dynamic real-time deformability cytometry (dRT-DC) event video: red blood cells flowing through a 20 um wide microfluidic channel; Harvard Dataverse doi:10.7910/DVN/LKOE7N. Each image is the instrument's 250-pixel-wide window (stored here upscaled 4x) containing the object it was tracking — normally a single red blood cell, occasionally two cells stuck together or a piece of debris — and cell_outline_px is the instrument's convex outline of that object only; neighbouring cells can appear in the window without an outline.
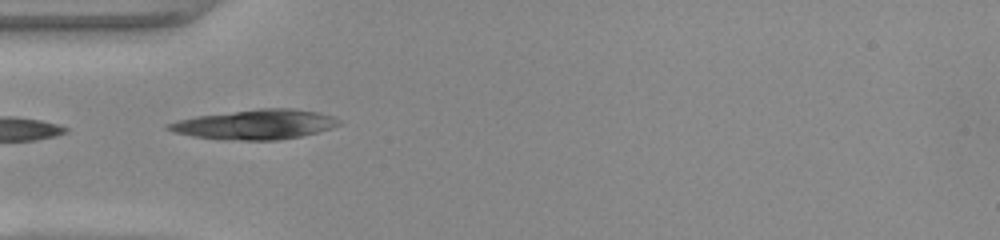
{"species": "common noctule bat (a hibernating species)", "species_latin": "Nyctalus noctula", "temperature_condition": "warm", "stored_images_in_passage": 3, "camera_frame_rate_fps": 3000, "um_per_image_px": 0.085, "animal": {"sex": "female", "body_mass_g": 22.0, "forearm_length_mm": 56.7}, "frame": {"image": 1, "passage_image": 1, "time_ms": 0.0, "image_size_px": [1000, 240], "cell_outline_px": [[340, 124], [332, 128], [300, 136], [276, 140], [224, 140], [192, 136], [172, 132], [164, 128], [164, 124], [196, 116], [260, 108], [292, 108], [316, 112], [332, 116], [340, 120]], "centroid_in_image_um": [21.64, 10.58], "position_along_channel_um": 63.4, "area_um2": 29.54}}